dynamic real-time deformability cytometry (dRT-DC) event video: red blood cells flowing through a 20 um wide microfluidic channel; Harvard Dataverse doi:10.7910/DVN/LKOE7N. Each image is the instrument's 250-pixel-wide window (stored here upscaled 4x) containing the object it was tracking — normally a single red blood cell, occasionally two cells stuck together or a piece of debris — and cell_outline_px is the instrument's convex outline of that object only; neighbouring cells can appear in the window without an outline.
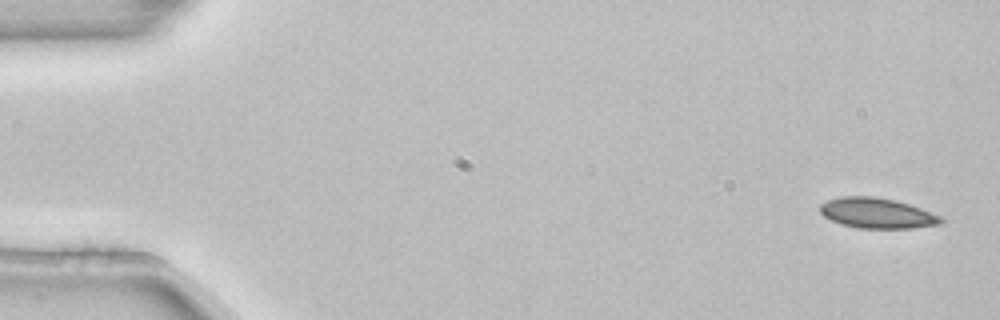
{"species": "common noctule bat (a hibernating species)", "species_latin": "Nyctalus noctula", "temperature_condition": "room temperature", "stored_images_in_passage": 4, "camera_frame_rate_fps": 3000, "um_per_image_px": 0.085, "animal": {"sex": "female", "body_mass_g": 22.7, "forearm_length_mm": 54.2}, "frame": {"image": 1, "passage_image": 1, "time_ms": 0.0, "image_size_px": [1000, 320], "cell_outline_px": [[948, 220], [940, 224], [912, 228], [860, 228], [840, 224], [824, 216], [820, 212], [820, 204], [828, 200], [840, 196], [876, 196], [896, 200], [920, 208], [940, 216]], "centroid_in_image_um": [74.56, 18.11], "position_along_channel_um": 10.4, "area_um2": 21.44}}
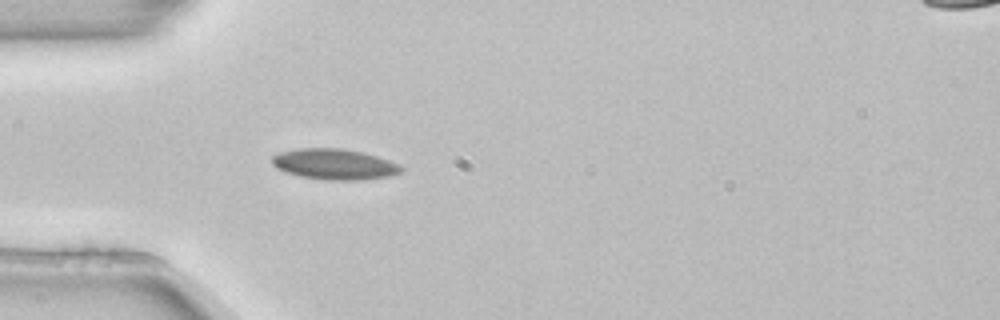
{"frame": {"image": 2, "passage_image": 4, "time_ms": 1.0, "image_size_px": [1000, 320], "cell_outline_px": [[404, 168], [400, 172], [392, 176], [364, 180], [328, 180], [300, 176], [276, 168], [272, 164], [272, 156], [280, 152], [296, 148], [340, 148], [364, 152], [388, 160]], "centroid_in_image_um": [28.42, 13.96], "position_along_channel_um": 56.6, "area_um2": 23.12}}